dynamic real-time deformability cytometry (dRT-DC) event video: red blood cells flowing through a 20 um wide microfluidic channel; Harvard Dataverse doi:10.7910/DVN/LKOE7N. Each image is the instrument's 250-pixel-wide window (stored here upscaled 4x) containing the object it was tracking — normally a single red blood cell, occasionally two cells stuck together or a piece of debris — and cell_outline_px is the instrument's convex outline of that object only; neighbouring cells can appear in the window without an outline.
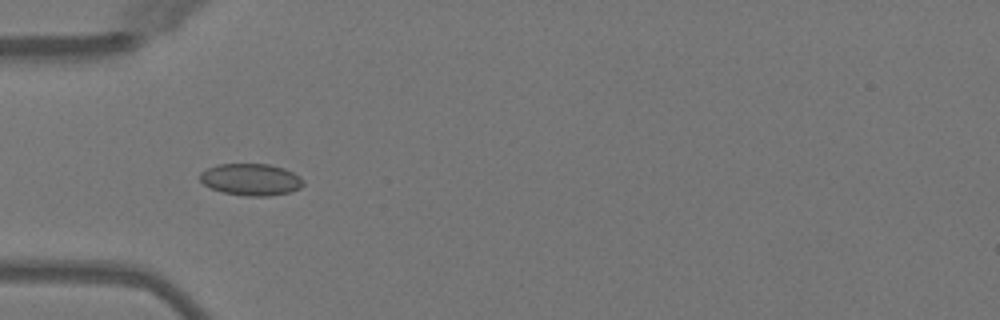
{"species": "Egyptian fruit bat (a non-hibernating species)", "species_latin": "Rousettus aegyptiacus", "temperature_condition": "warm", "stored_images_in_passage": 50, "camera_frame_rate_fps": 3000, "um_per_image_px": 0.085, "animal": {"sex": "female"}, "frame": {"image": 1, "passage_image": 16, "time_ms": 5.0, "image_size_px": [1000, 320], "cell_outline_px": [[304, 184], [300, 188], [292, 192], [268, 196], [244, 196], [224, 192], [212, 188], [204, 184], [200, 180], [200, 172], [216, 164], [268, 164], [284, 168], [300, 176], [304, 180]], "centroid_in_image_um": [21.36, 15.26], "position_along_channel_um": 63.6, "area_um2": 19.25}}
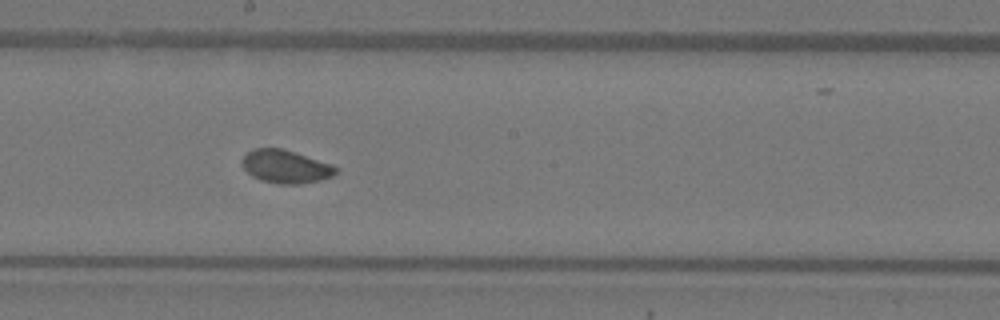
{"frame": {"image": 2, "passage_image": 28, "time_ms": 9.0, "image_size_px": [1000, 320], "cell_outline_px": [[336, 172], [332, 176], [320, 180], [300, 184], [280, 184], [260, 180], [252, 176], [240, 164], [240, 160], [252, 148], [284, 148], [332, 164], [336, 168]], "centroid_in_image_um": [24.25, 14.15], "position_along_channel_um": 224.0, "area_um2": 18.21}}
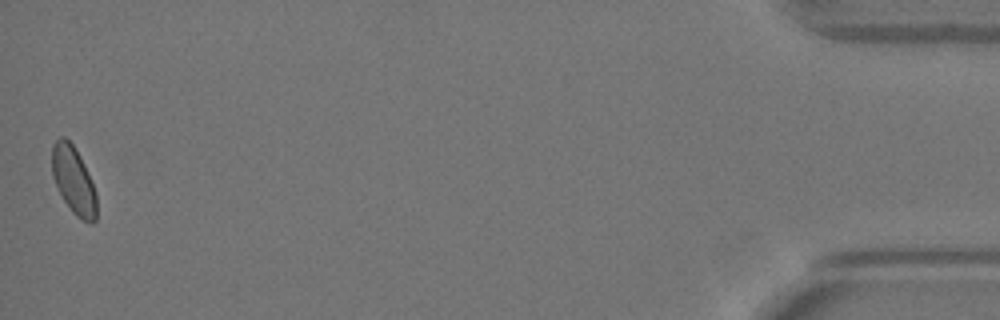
{"frame": {"image": 3, "passage_image": 50, "time_ms": 16.333, "image_size_px": [1000, 320], "cell_outline_px": [[96, 220], [92, 224], [76, 216], [72, 212], [64, 200], [52, 176], [52, 144], [60, 136], [64, 136], [72, 144], [80, 156], [96, 192]], "centroid_in_image_um": [6.24, 15.32], "position_along_channel_um": 429.0, "area_um2": 17.34}, "authors_computed_cell_mechanics": {"area_um2": 18.2937, "velocity_mm_per_s": 4.0332, "shape_relaxation_time_tau1_ms": 5.9661, "shape_relaxation_time_tau2_ms": 7.4695, "deformation_change_tau1": 0.0832, "deformation_change_tau2": 0.0916}}